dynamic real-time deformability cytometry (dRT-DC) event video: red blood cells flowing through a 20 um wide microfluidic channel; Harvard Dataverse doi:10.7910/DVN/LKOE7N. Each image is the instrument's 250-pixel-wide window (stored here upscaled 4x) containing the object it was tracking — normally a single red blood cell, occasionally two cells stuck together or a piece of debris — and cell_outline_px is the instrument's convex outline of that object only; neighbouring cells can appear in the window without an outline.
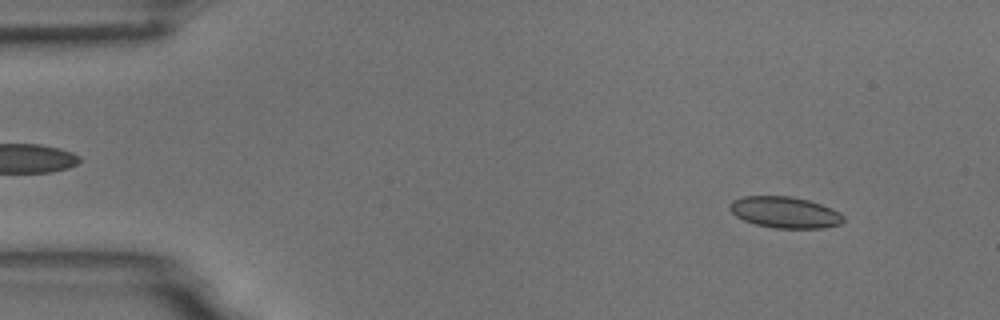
{"species": "common noctule bat (a hibernating species)", "species_latin": "Nyctalus noctula", "temperature_condition": "room temperature", "stored_images_in_passage": 55, "camera_frame_rate_fps": 3000, "um_per_image_px": 0.085, "animal": {"sex": "male", "body_mass_g": 18.8}, "frame": {"image": 1, "passage_image": 2, "time_ms": 0.333, "image_size_px": [1000, 320], "cell_outline_px": [[844, 220], [840, 224], [824, 228], [772, 228], [756, 224], [744, 220], [736, 216], [728, 208], [728, 204], [732, 200], [744, 196], [788, 196], [808, 200], [832, 208], [840, 212], [844, 216]], "centroid_in_image_um": [66.71, 18.05], "position_along_channel_um": 18.3, "area_um2": 20.81}}
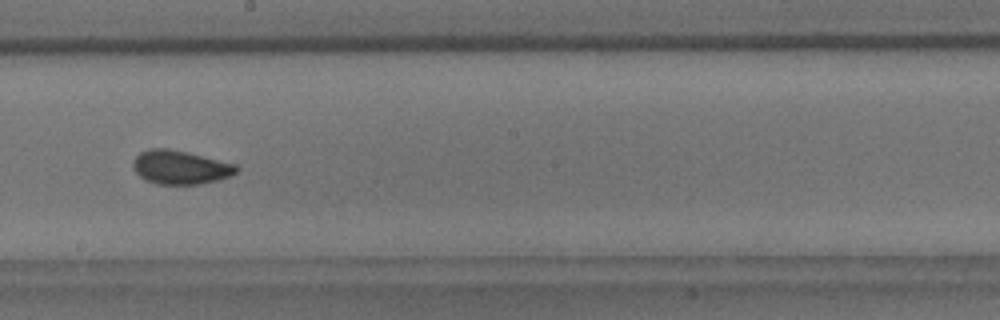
{"frame": {"image": 2, "passage_image": 29, "time_ms": 9.333, "image_size_px": [1000, 320], "cell_outline_px": [[240, 168], [232, 176], [200, 184], [156, 184], [144, 180], [132, 168], [132, 160], [140, 152], [148, 148], [168, 148], [188, 152], [236, 164]], "centroid_in_image_um": [15.3, 14.21], "position_along_channel_um": 232.9, "area_um2": 20.58}}
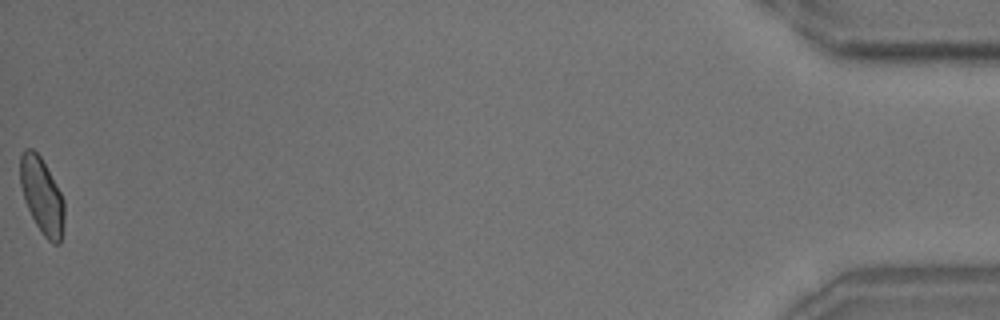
{"frame": {"image": 3, "passage_image": 55, "time_ms": 18.0, "image_size_px": [1000, 320], "cell_outline_px": [[64, 224], [60, 244], [52, 244], [44, 236], [36, 224], [24, 200], [20, 184], [20, 156], [24, 148], [32, 148], [40, 156], [60, 192], [64, 200]], "centroid_in_image_um": [3.56, 16.65], "position_along_channel_um": 431.6, "area_um2": 19.42}, "authors_computed_cell_mechanics": {"area_um2": 20.0566, "velocity_mm_per_s": 3.4331, "shape_relaxation_time_tau1_ms": 8.3385, "shape_relaxation_time_tau2_ms": 1.3599, "deformation_change_tau1": 0.1179, "deformation_change_tau2": 0.0568}}